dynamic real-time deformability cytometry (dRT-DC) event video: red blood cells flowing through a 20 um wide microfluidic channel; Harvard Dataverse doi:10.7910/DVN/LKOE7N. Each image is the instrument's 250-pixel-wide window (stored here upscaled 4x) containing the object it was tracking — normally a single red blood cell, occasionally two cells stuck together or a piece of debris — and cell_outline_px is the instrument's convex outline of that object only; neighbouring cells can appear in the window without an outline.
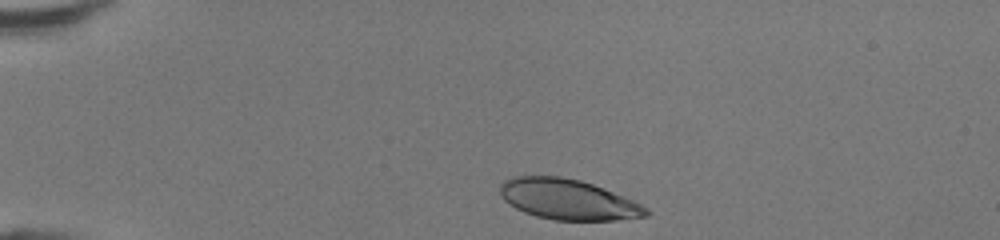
{"species": "human", "species_latin": "Homo sapiens", "temperature_condition": "room temperature", "stored_images_in_passage": 32, "camera_frame_rate_fps": 3000, "um_per_image_px": 0.085, "donor": {"sex": "female"}, "frame": {"image": 1, "passage_image": 1, "time_ms": 0.0, "image_size_px": [1000, 240], "cell_outline_px": [[652, 212], [648, 216], [616, 220], [556, 220], [536, 216], [524, 212], [516, 208], [504, 200], [500, 192], [500, 184], [504, 180], [512, 176], [560, 176], [580, 180], [592, 184], [632, 200], [648, 208]], "centroid_in_image_um": [48.27, 16.95], "position_along_channel_um": 36.7, "area_um2": 34.28}}
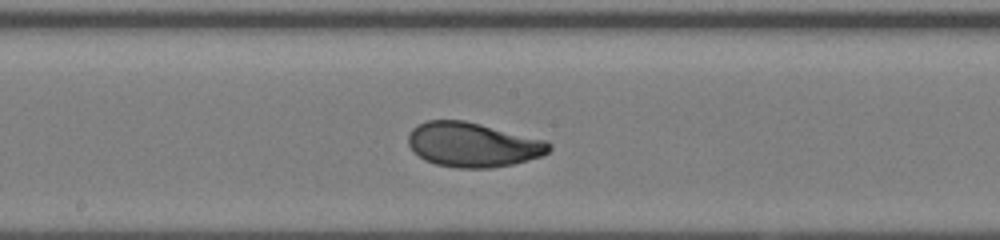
{"frame": {"image": 2, "passage_image": 17, "time_ms": 5.333, "image_size_px": [1000, 240], "cell_outline_px": [[552, 148], [544, 156], [512, 164], [492, 168], [456, 168], [436, 164], [424, 160], [408, 144], [408, 132], [416, 124], [428, 120], [464, 120], [544, 140], [552, 144]], "centroid_in_image_um": [40.18, 12.3], "position_along_channel_um": 208.0, "area_um2": 36.53}}
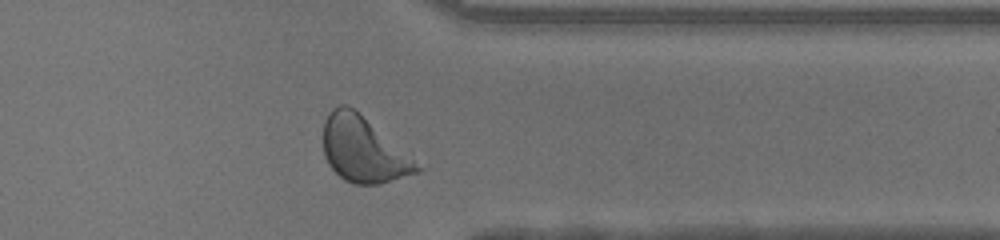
{"frame": {"image": 3, "passage_image": 29, "time_ms": 9.333, "image_size_px": [1000, 240], "cell_outline_px": [[424, 168], [420, 172], [380, 184], [352, 184], [344, 180], [328, 164], [324, 156], [324, 120], [332, 108], [340, 104], [348, 104]], "centroid_in_image_um": [30.86, 12.74], "position_along_channel_um": 380.5, "area_um2": 35.2}, "authors_computed_cell_mechanics": {"area_um2": 36.2984, "velocity_mm_per_s": 4.3677, "shape_relaxation_time_tau1_ms": 2.3288, "shape_relaxation_time_tau2_ms": null, "deformation_change_tau1": 0.1499, "deformation_change_tau2": null}}